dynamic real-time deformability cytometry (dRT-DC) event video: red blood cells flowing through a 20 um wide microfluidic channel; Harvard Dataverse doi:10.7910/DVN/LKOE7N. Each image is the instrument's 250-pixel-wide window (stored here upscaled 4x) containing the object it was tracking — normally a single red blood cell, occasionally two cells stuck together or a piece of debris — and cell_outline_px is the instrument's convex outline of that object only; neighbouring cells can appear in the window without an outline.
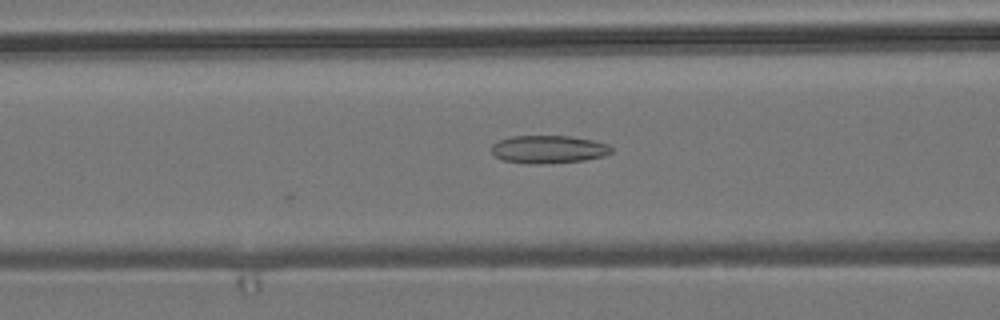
{"species": "common noctule bat (a hibernating species)", "species_latin": "Nyctalus noctula", "temperature_condition": "room temperature", "stored_images_in_passage": 23, "camera_frame_rate_fps": 3000, "um_per_image_px": 0.085, "animal": {"sex": "male", "body_mass_g": 19.2, "forearm_length_mm": 51.8}, "frame": {"image": 1, "passage_image": 5, "time_ms": 1.333, "image_size_px": [1000, 320], "cell_outline_px": [[612, 152], [604, 156], [584, 160], [540, 164], [536, 164], [504, 160], [496, 156], [492, 152], [492, 144], [500, 140], [512, 136], [568, 136], [592, 140], [608, 144], [612, 148]], "centroid_in_image_um": [46.64, 12.69], "position_along_channel_um": 120.0, "area_um2": 19.25}}
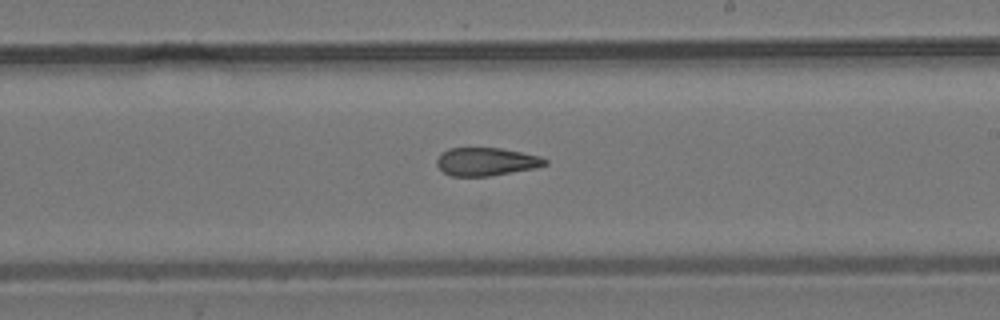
{"frame": {"image": 2, "passage_image": 15, "time_ms": 4.667, "image_size_px": [1000, 320], "cell_outline_px": [[548, 164], [536, 168], [492, 176], [452, 176], [444, 172], [436, 164], [436, 160], [440, 152], [448, 148], [500, 148], [540, 156], [548, 160]], "centroid_in_image_um": [41.33, 13.74], "position_along_channel_um": 247.7, "area_um2": 17.86}}
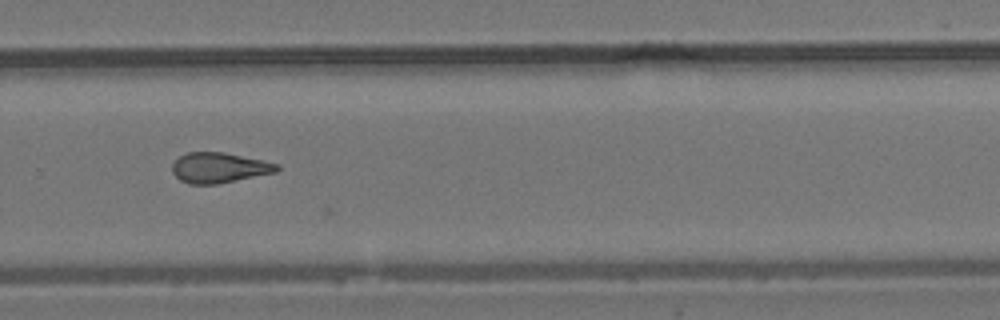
{"frame": {"image": 3, "passage_image": 20, "time_ms": 6.333, "image_size_px": [1000, 320], "cell_outline_px": [[280, 168], [276, 172], [220, 184], [188, 184], [180, 180], [172, 172], [172, 164], [180, 156], [188, 152], [224, 152], [264, 160], [280, 164]], "centroid_in_image_um": [18.65, 14.26], "position_along_channel_um": 311.1, "area_um2": 18.67}}